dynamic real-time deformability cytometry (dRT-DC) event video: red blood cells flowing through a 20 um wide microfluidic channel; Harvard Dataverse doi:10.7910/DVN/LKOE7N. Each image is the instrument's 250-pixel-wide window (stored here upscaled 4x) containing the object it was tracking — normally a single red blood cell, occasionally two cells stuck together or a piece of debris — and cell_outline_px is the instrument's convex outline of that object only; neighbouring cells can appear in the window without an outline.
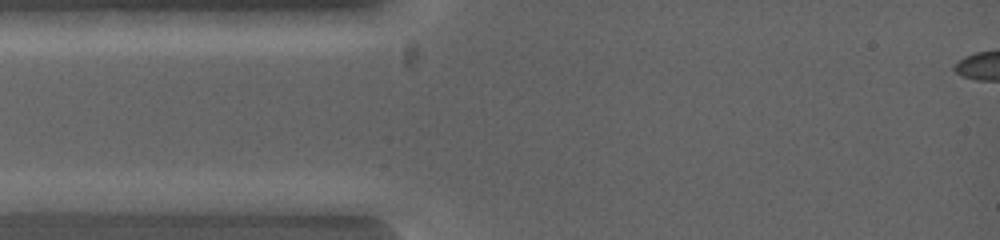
{"species": "common noctule bat (a hibernating species)", "species_latin": "Nyctalus noctula", "temperature_condition": "warm", "stored_images_in_passage": 3, "camera_frame_rate_fps": 5000, "um_per_image_px": 0.085, "animal": {"sex": "female", "body_mass_g": 19.0, "forearm_length_mm": 53.3}, "frame": {"image": 1, "passage_image": 1, "time_ms": 0.0, "image_size_px": [1000, 240], "cell_outline_px": [[308, 200], [304, 216], [292, 216], [172, 208], [140, 200]], "centroid_in_image_um": [20.46, 17.52], "position_along_channel_um": 64.5, "area_um2": 12.95}}